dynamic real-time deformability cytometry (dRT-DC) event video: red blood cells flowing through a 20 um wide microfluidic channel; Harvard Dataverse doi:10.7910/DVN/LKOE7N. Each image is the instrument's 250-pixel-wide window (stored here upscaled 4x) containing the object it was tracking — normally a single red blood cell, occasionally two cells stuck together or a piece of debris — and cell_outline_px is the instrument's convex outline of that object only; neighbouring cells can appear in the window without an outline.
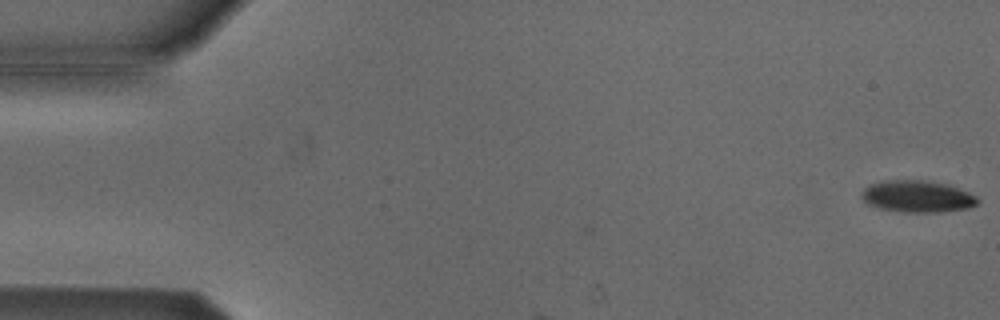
{"species": "Egyptian fruit bat (a non-hibernating species)", "species_latin": "Rousettus aegyptiacus", "temperature_condition": "cold", "stored_images_in_passage": 3, "camera_frame_rate_fps": 3000, "um_per_image_px": 0.085, "animal": {"sex": "male"}, "frame": {"image": 1, "passage_image": 3, "time_ms": 0.667, "image_size_px": [1000, 320], "cell_outline_px": [[980, 200], [976, 204], [968, 208], [940, 212], [904, 212], [880, 208], [868, 204], [860, 196], [864, 188], [872, 184], [884, 180], [928, 180], [948, 184], [968, 192], [976, 196]], "centroid_in_image_um": [77.98, 16.69], "position_along_channel_um": 7.0, "area_um2": 21.5}}